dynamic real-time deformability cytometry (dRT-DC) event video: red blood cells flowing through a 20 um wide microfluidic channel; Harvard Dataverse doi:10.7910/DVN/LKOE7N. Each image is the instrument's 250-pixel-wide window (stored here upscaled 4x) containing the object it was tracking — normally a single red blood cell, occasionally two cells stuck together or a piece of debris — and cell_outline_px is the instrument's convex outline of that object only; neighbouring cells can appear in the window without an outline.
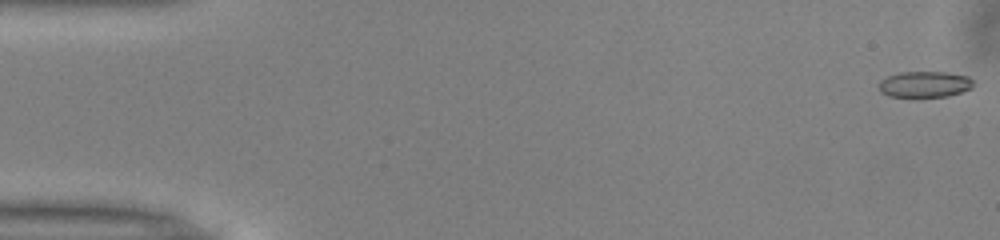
{"species": "common noctule bat (a hibernating species)", "species_latin": "Nyctalus noctula", "temperature_condition": "warm", "stored_images_in_passage": 52, "camera_frame_rate_fps": 3000, "um_per_image_px": 0.085, "animal": {"sex": "male", "body_mass_g": 13.0, "forearm_length_mm": 53.1}, "frame": {"image": 1, "passage_image": 1, "time_ms": 0.0, "image_size_px": [1000, 240], "cell_outline_px": [[972, 88], [948, 96], [888, 96], [880, 92], [880, 80], [888, 76], [900, 72], [948, 72], [968, 76], [972, 80]], "centroid_in_image_um": [78.6, 7.15], "position_along_channel_um": 6.4, "area_um2": 14.16}}
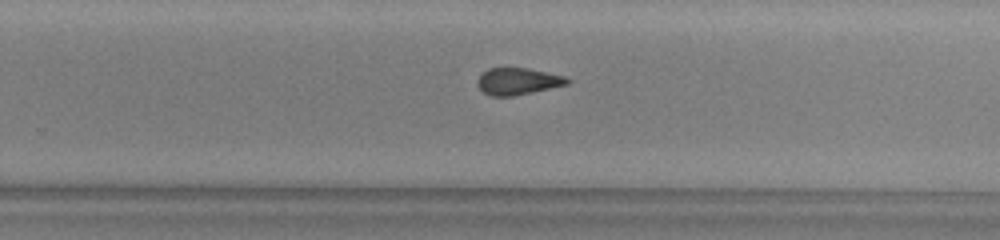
{"frame": {"image": 2, "passage_image": 33, "time_ms": 10.667, "image_size_px": [1000, 240], "cell_outline_px": [[572, 80], [568, 84], [532, 92], [512, 96], [492, 96], [484, 92], [476, 84], [476, 80], [488, 68], [528, 68], [564, 76]], "centroid_in_image_um": [44.01, 6.91], "position_along_channel_um": 285.8, "area_um2": 13.93}}
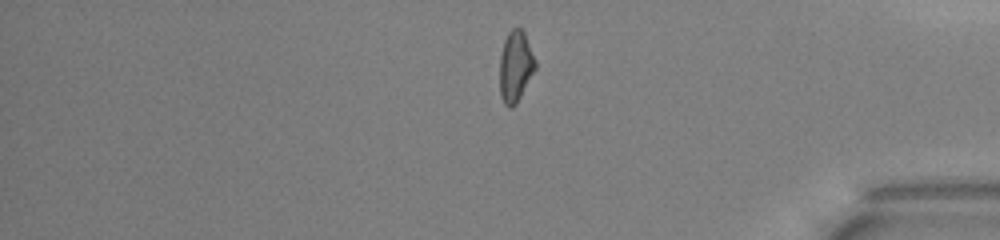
{"frame": {"image": 3, "passage_image": 43, "time_ms": 14.0, "image_size_px": [1000, 240], "cell_outline_px": [[536, 68], [516, 104], [512, 108], [508, 108], [504, 104], [500, 96], [500, 56], [504, 40], [508, 32], [512, 28], [520, 28], [524, 32], [536, 60]], "centroid_in_image_um": [43.81, 5.65], "position_along_channel_um": 391.4, "area_um2": 14.8}, "authors_computed_cell_mechanics": {"area_um2": 14.9991, "velocity_mm_per_s": 3.997, "shape_relaxation_time_tau1_ms": 4.6021, "shape_relaxation_time_tau2_ms": 2.0538, "deformation_change_tau1": 0.1203, "deformation_change_tau2": 0.0987}}